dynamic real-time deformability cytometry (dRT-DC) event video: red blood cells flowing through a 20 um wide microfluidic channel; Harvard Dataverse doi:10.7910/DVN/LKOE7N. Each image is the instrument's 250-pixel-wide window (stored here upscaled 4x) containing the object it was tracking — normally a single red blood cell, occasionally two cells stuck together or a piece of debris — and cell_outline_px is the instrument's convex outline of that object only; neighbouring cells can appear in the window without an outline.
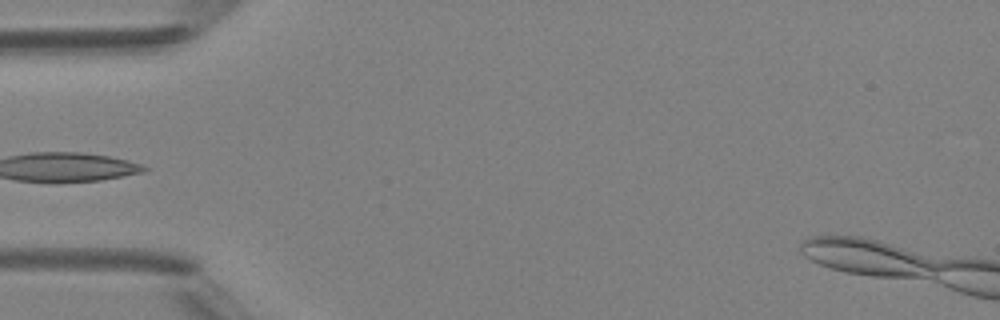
{"species": "Egyptian fruit bat (a non-hibernating species)", "species_latin": "Rousettus aegyptiacus", "temperature_condition": "room temperature", "stored_images_in_passage": 3, "camera_frame_rate_fps": 3000, "um_per_image_px": 0.085, "animal": {"sex": "female"}, "frame": {"image": 1, "passage_image": 1, "time_ms": 0.0, "image_size_px": [1000, 320], "cell_outline_px": [[924, 264], [908, 272], [856, 272], [836, 268], [828, 264], [820, 240], [852, 240], [872, 244], [896, 252]], "centroid_in_image_um": [73.58, 21.89], "position_along_channel_um": 11.4, "area_um2": 16.47}}